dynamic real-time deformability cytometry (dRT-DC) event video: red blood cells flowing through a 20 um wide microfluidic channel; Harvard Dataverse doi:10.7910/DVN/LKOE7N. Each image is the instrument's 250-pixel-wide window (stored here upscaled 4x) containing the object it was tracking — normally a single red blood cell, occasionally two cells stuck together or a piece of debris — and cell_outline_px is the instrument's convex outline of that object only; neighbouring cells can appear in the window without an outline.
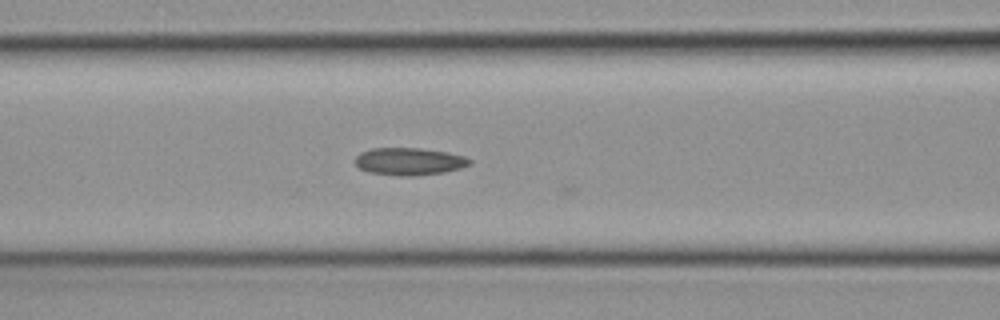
{"species": "common noctule bat (a hibernating species)", "species_latin": "Nyctalus noctula", "temperature_condition": "cold", "stored_images_in_passage": 13, "camera_frame_rate_fps": 3000, "um_per_image_px": 0.085, "animal": {"sex": "female", "body_mass_g": 19.3, "forearm_length_mm": 54.1}, "frame": {"image": 1, "passage_image": 12, "time_ms": 3.667, "image_size_px": [1000, 320], "cell_outline_px": [[472, 164], [460, 168], [444, 172], [416, 176], [400, 176], [368, 172], [360, 168], [356, 164], [356, 156], [360, 152], [372, 148], [420, 148], [448, 152], [464, 156], [472, 160]], "centroid_in_image_um": [34.8, 13.72], "position_along_channel_um": 131.8, "area_um2": 18.38}}